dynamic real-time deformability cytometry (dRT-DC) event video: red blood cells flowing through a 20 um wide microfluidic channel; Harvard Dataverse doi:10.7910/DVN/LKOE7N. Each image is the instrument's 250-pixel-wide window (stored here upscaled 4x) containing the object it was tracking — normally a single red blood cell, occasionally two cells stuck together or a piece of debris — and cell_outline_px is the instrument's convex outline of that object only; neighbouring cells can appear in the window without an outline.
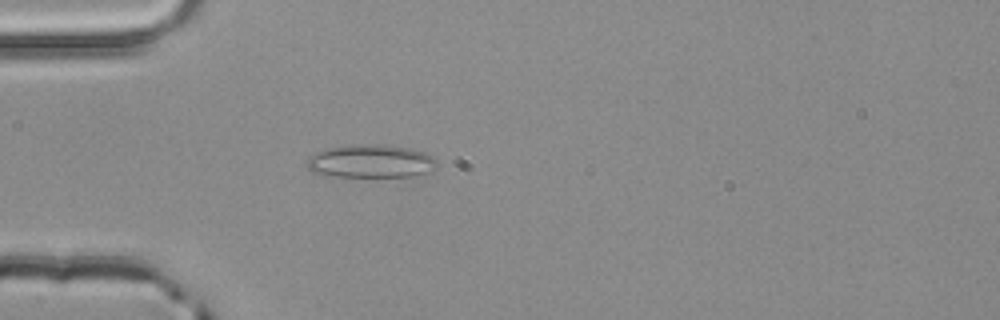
{"species": "common noctule bat (a hibernating species)", "species_latin": "Nyctalus noctula", "temperature_condition": "room temperature", "stored_images_in_passage": 1, "camera_frame_rate_fps": 3000, "um_per_image_px": 0.085, "animal": {"sex": "male", "body_mass_g": 20.4}, "frame": {"image": 1, "passage_image": 1, "time_ms": 0.0, "image_size_px": [1000, 320], "cell_outline_px": [[436, 164], [432, 172], [412, 176], [328, 176], [312, 172], [308, 168], [308, 160], [316, 152], [332, 148], [360, 144], [408, 148], [424, 152], [432, 156], [436, 160]], "centroid_in_image_um": [31.55, 13.73], "position_along_channel_um": 53.5, "area_um2": 24.51}}